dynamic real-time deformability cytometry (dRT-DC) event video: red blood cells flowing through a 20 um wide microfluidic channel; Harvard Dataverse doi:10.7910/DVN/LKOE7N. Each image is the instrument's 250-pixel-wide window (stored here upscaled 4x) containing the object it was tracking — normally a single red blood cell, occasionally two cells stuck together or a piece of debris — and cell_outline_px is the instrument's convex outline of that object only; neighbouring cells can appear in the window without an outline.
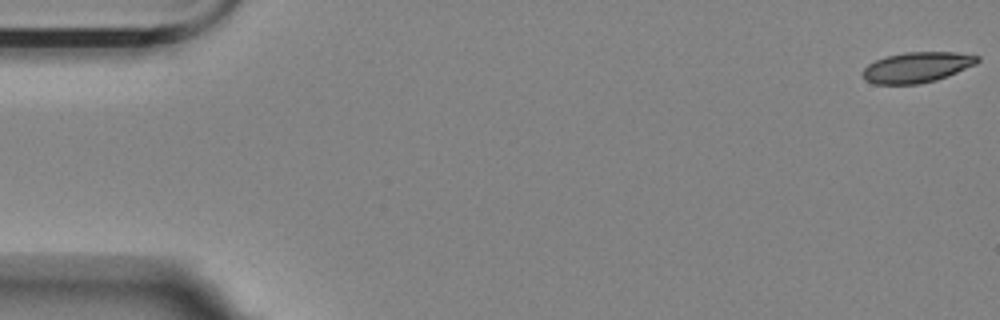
{"species": "Egyptian fruit bat (a non-hibernating species)", "species_latin": "Rousettus aegyptiacus", "temperature_condition": "room temperature", "stored_images_in_passage": 11, "camera_frame_rate_fps": 3000, "um_per_image_px": 0.085, "animal": {"sex": "female"}, "frame": {"image": 1, "passage_image": 1, "time_ms": 0.0, "image_size_px": [1000, 320], "cell_outline_px": [[980, 60], [976, 64], [936, 80], [916, 84], [876, 84], [864, 80], [864, 68], [868, 64], [876, 60], [888, 56], [904, 52], [956, 52], [980, 56]], "centroid_in_image_um": [77.95, 5.71], "position_along_channel_um": 7.0, "area_um2": 20.17}}